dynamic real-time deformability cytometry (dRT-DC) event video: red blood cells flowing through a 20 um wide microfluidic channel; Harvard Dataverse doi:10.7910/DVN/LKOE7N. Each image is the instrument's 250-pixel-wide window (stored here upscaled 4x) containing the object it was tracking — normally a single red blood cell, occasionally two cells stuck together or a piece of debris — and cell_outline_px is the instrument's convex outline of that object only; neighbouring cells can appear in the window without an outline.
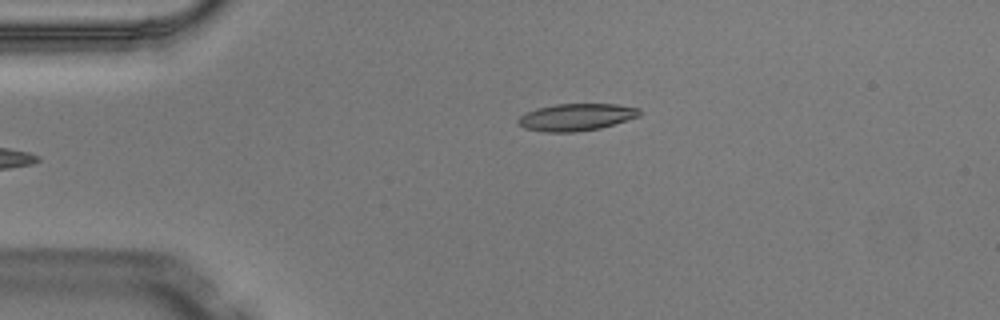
{"species": "Egyptian fruit bat (a non-hibernating species)", "species_latin": "Rousettus aegyptiacus", "temperature_condition": "warm", "stored_images_in_passage": 4, "camera_frame_rate_fps": 3000, "um_per_image_px": 0.085, "animal": {"sex": "male"}, "frame": {"image": 1, "passage_image": 4, "time_ms": 1.0, "image_size_px": [1000, 320], "cell_outline_px": [[640, 116], [600, 128], [576, 132], [544, 132], [524, 128], [516, 124], [516, 120], [520, 116], [536, 108], [556, 104], [616, 104], [640, 108]], "centroid_in_image_um": [48.95, 9.96], "position_along_channel_um": 36.0, "area_um2": 19.25}}